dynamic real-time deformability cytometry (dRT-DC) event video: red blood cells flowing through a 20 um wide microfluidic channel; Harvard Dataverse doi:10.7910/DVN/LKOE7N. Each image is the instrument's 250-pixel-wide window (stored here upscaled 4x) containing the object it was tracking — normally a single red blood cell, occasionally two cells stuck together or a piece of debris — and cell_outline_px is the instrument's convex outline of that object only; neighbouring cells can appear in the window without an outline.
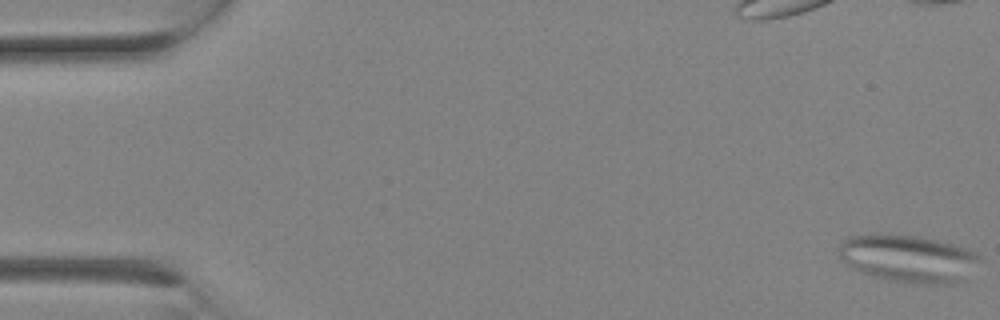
{"species": "Egyptian fruit bat (a non-hibernating species)", "species_latin": "Rousettus aegyptiacus", "temperature_condition": "room temperature", "stored_images_in_passage": 11, "camera_frame_rate_fps": 3000, "um_per_image_px": 0.085, "animal": {"sex": "female"}, "frame": {"image": 1, "passage_image": 1, "time_ms": 0.0, "image_size_px": [1000, 320], "cell_outline_px": [[980, 260], [964, 280], [952, 284], [916, 284], [892, 280], [872, 276], [852, 268], [840, 256], [840, 244], [848, 236], [880, 232], [920, 236], [952, 244], [964, 248], [980, 256]], "centroid_in_image_um": [77.19, 21.96], "position_along_channel_um": 7.8, "area_um2": 39.07}}